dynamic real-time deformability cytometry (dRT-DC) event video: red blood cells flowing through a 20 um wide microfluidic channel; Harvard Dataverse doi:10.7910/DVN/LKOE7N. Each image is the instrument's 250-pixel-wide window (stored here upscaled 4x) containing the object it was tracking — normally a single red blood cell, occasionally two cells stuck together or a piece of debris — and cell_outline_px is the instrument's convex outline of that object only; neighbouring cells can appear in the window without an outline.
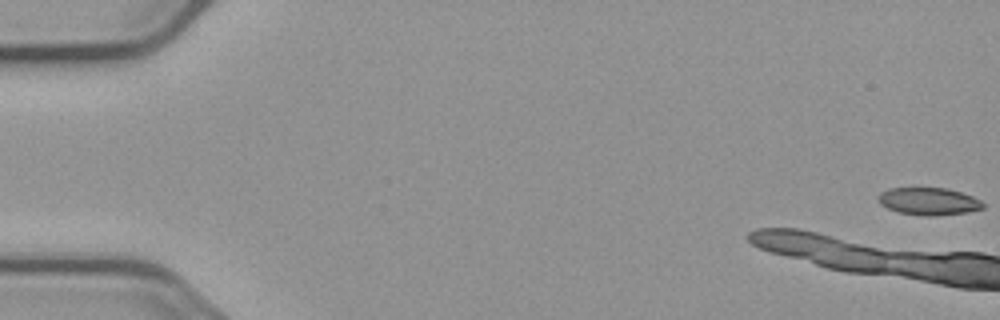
{"species": "common noctule bat (a hibernating species)", "species_latin": "Nyctalus noctula", "temperature_condition": "cold", "stored_images_in_passage": 6, "camera_frame_rate_fps": 3000, "um_per_image_px": 0.085, "animal": {"sex": "male", "body_mass_g": 23.1, "forearm_length_mm": 52.7}, "frame": {"image": 1, "passage_image": 1, "time_ms": 0.0, "image_size_px": [1000, 320], "cell_outline_px": [[984, 208], [968, 212], [936, 216], [924, 216], [900, 212], [888, 208], [880, 204], [880, 192], [888, 188], [948, 188], [972, 196], [980, 200], [984, 204]], "centroid_in_image_um": [78.97, 17.11], "position_along_channel_um": 6.0, "area_um2": 16.65}}